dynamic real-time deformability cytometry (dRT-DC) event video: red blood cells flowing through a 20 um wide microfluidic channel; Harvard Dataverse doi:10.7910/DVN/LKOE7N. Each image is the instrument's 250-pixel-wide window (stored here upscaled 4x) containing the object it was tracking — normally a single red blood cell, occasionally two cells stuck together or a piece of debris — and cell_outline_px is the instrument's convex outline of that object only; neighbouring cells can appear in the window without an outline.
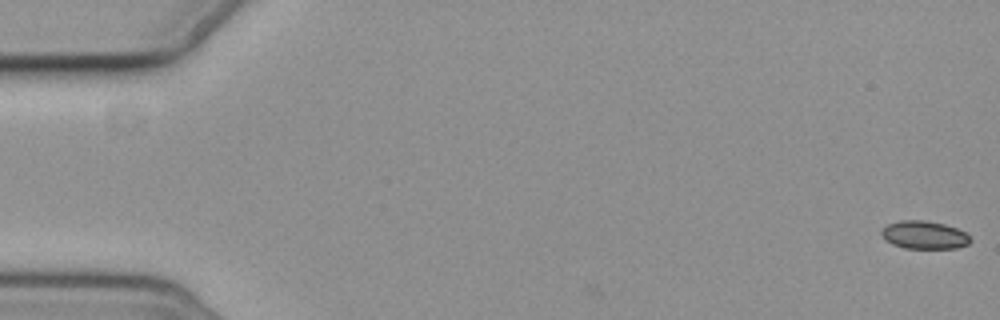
{"species": "common noctule bat (a hibernating species)", "species_latin": "Nyctalus noctula", "temperature_condition": "cold", "stored_images_in_passage": 7, "camera_frame_rate_fps": 3000, "um_per_image_px": 0.085, "animal": {"sex": "female", "body_mass_g": 19.3, "forearm_length_mm": 54.1}, "frame": {"image": 1, "passage_image": 1, "time_ms": 0.0, "image_size_px": [1000, 320], "cell_outline_px": [[972, 240], [968, 244], [956, 248], [904, 248], [892, 244], [880, 232], [888, 224], [900, 220], [924, 220], [944, 224], [956, 228], [964, 232]], "centroid_in_image_um": [78.57, 19.97], "position_along_channel_um": 6.4, "area_um2": 14.28}}
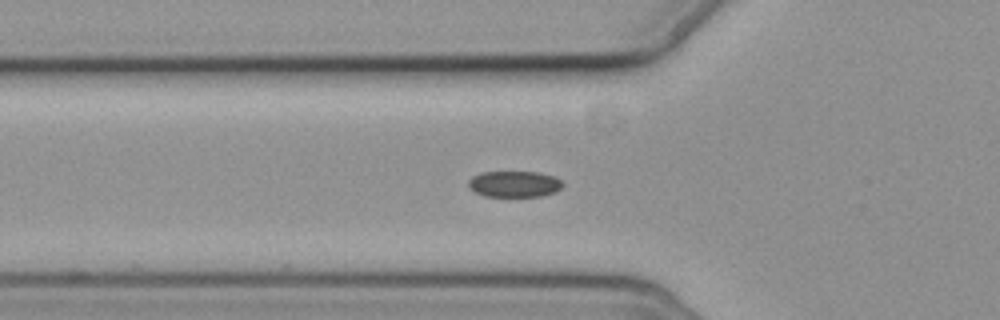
{"frame": {"image": 2, "passage_image": 6, "time_ms": 6.667, "image_size_px": [1000, 320], "cell_outline_px": [[564, 184], [556, 192], [540, 196], [484, 196], [468, 188], [468, 180], [472, 176], [480, 172], [540, 172], [556, 176]], "centroid_in_image_um": [43.71, 15.63], "position_along_channel_um": 82.1, "area_um2": 14.51}}
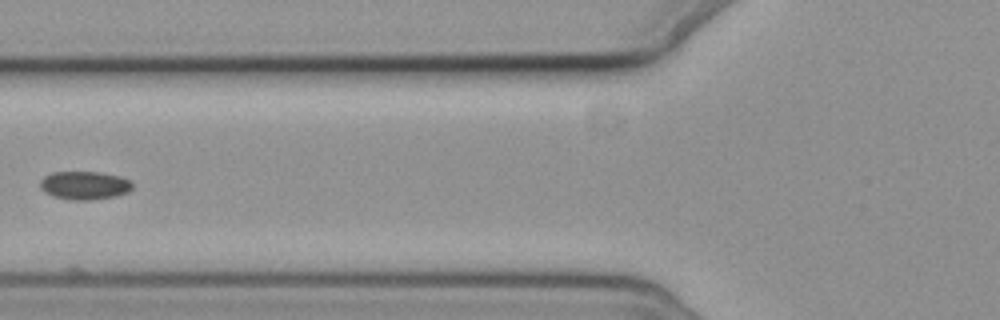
{"frame": {"image": 3, "passage_image": 7, "time_ms": 7.667, "image_size_px": [1000, 320], "cell_outline_px": [[132, 188], [128, 192], [116, 196], [88, 200], [72, 200], [52, 196], [44, 192], [40, 188], [40, 180], [44, 176], [52, 172], [100, 172], [120, 176], [132, 180]], "centroid_in_image_um": [7.18, 15.75], "position_along_channel_um": 118.6, "area_um2": 15.37}}